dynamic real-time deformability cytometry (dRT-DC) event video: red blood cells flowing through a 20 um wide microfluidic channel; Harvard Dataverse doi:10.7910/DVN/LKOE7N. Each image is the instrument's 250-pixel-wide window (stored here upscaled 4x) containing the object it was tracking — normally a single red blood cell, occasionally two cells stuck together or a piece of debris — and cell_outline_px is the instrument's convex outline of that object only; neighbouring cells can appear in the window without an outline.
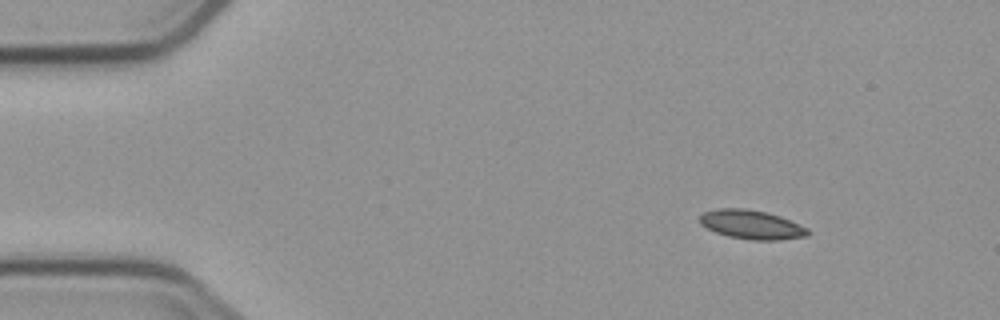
{"species": "common noctule bat (a hibernating species)", "species_latin": "Nyctalus noctula", "temperature_condition": "cold", "stored_images_in_passage": 5, "camera_frame_rate_fps": 3000, "um_per_image_px": 0.085, "animal": {"sex": "male", "body_mass_g": 23.1, "forearm_length_mm": 52.7}, "frame": {"image": 1, "passage_image": 2, "time_ms": 1.333, "image_size_px": [1000, 320], "cell_outline_px": [[808, 236], [780, 240], [752, 240], [728, 236], [716, 232], [700, 224], [700, 216], [704, 212], [716, 208], [744, 208], [764, 212], [780, 216], [808, 228]], "centroid_in_image_um": [63.88, 19.09], "position_along_channel_um": 21.1, "area_um2": 18.15}}
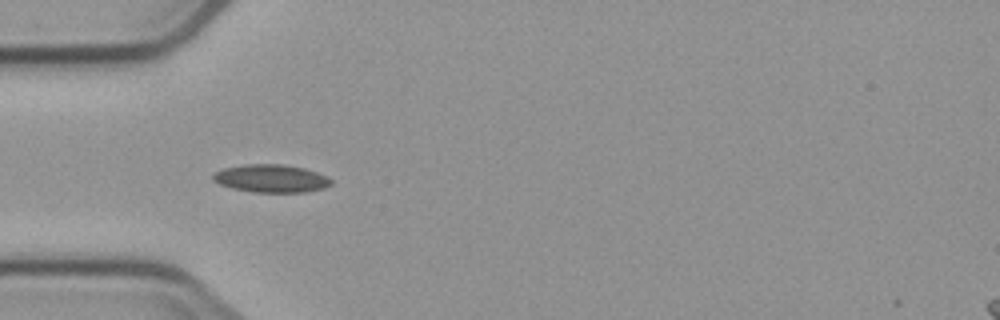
{"frame": {"image": 2, "passage_image": 5, "time_ms": 4.667, "image_size_px": [1000, 320], "cell_outline_px": [[332, 184], [324, 188], [304, 192], [252, 192], [232, 188], [220, 184], [212, 180], [212, 172], [224, 168], [244, 164], [284, 164], [304, 168], [328, 176], [332, 180]], "centroid_in_image_um": [23.03, 15.16], "position_along_channel_um": 62.0, "area_um2": 19.36}}